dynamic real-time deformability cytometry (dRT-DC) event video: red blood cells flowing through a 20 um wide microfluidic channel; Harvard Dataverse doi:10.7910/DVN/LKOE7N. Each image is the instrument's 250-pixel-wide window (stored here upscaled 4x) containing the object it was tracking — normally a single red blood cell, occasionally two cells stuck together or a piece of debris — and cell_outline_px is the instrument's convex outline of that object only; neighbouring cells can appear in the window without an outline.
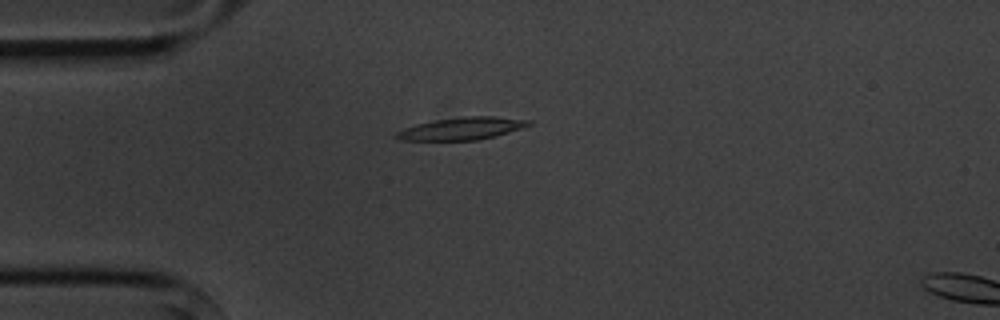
{"species": "common noctule bat (a hibernating species)", "species_latin": "Nyctalus noctula", "temperature_condition": "cold", "stored_images_in_passage": 5, "camera_frame_rate_fps": 3000, "um_per_image_px": 0.085, "animal": {"sex": "male", "body_mass_g": 20.1, "forearm_length_mm": 53.5}, "frame": {"image": 1, "passage_image": 5, "time_ms": 4.667, "image_size_px": [1000, 320], "cell_outline_px": [[532, 124], [508, 132], [476, 140], [400, 140], [392, 136], [396, 132], [404, 128], [416, 124], [436, 120], [468, 116], [496, 116], [532, 120]], "centroid_in_image_um": [39.23, 10.92], "position_along_channel_um": 45.8, "area_um2": 17.11}}